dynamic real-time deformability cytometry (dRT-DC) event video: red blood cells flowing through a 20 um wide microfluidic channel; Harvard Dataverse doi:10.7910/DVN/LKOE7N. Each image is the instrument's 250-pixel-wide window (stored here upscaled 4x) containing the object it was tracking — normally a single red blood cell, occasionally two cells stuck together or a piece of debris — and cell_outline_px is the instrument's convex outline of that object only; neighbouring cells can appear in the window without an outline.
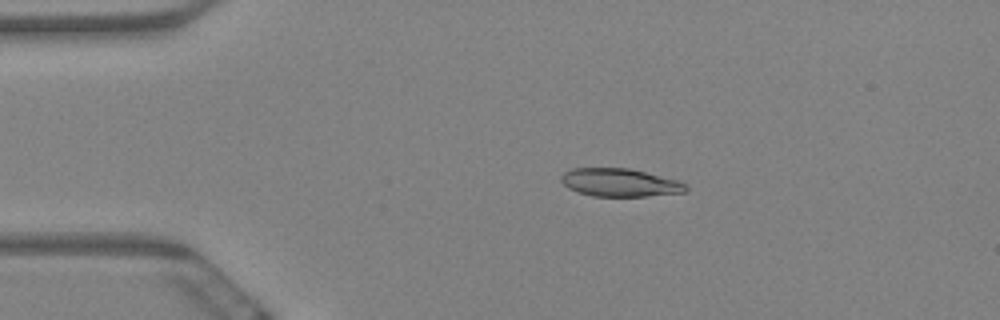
{"species": "Egyptian fruit bat (a non-hibernating species)", "species_latin": "Rousettus aegyptiacus", "temperature_condition": "warm", "stored_images_in_passage": 7, "camera_frame_rate_fps": 3000, "um_per_image_px": 0.085, "animal": {"sex": "female"}, "frame": {"image": 1, "passage_image": 3, "time_ms": 0.667, "image_size_px": [1000, 320], "cell_outline_px": [[688, 188], [684, 192], [644, 196], [592, 196], [568, 188], [560, 180], [560, 176], [564, 172], [572, 168], [628, 168], [676, 180], [688, 184]], "centroid_in_image_um": [52.66, 15.51], "position_along_channel_um": 32.3, "area_um2": 20.17}}
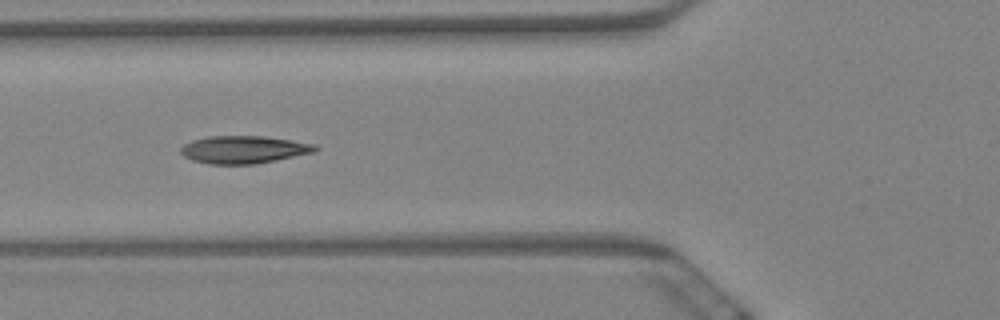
{"frame": {"image": 2, "passage_image": 6, "time_ms": 1.667, "image_size_px": [1000, 320], "cell_outline_px": [[320, 148], [312, 152], [276, 160], [256, 164], [208, 164], [192, 160], [184, 156], [180, 152], [180, 148], [184, 144], [192, 140], [208, 136], [264, 136], [292, 140], [316, 144]], "centroid_in_image_um": [20.7, 12.71], "position_along_channel_um": 105.1, "area_um2": 21.68}}
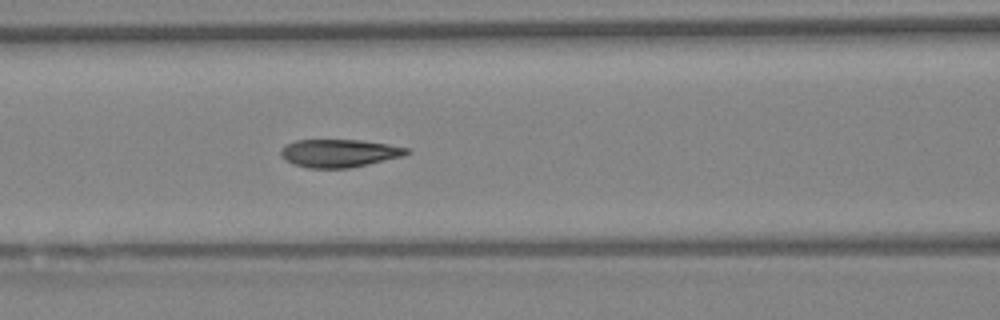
{"frame": {"image": 3, "passage_image": 7, "time_ms": 2.0, "image_size_px": [1000, 320], "cell_outline_px": [[412, 152], [404, 156], [368, 164], [348, 168], [308, 168], [292, 164], [284, 160], [280, 156], [280, 148], [284, 144], [296, 140], [360, 140], [388, 144], [408, 148]], "centroid_in_image_um": [28.79, 13.02], "position_along_channel_um": 137.8, "area_um2": 20.75}}